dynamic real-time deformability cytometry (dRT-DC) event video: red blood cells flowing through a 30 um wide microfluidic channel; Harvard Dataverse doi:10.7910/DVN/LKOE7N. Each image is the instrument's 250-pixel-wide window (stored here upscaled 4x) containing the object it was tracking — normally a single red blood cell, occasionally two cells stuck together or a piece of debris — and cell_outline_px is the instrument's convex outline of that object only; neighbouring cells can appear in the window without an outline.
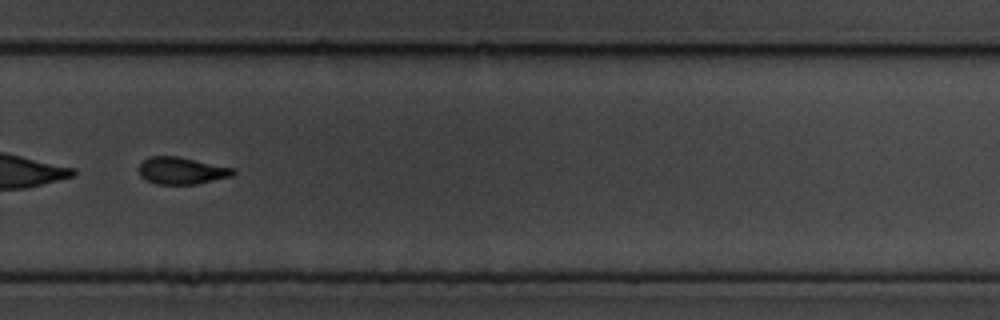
{"species": "common noctule bat (a hibernating species)", "species_latin": "Nyctalus noctula", "temperature_condition": "cold", "stored_images_in_passage": 39, "camera_frame_rate_fps": 3000, "um_per_image_px": 0.085, "animal": {"sex": "male", "body_mass_g": 19.5, "forearm_length_mm": 54.6}, "frame": {"image": 1, "passage_image": 23, "time_ms": 7.333, "image_size_px": [1000, 320], "cell_outline_px": [[236, 172], [232, 176], [196, 184], [156, 184], [144, 180], [140, 176], [136, 168], [148, 156], [176, 156], [236, 168]], "centroid_in_image_um": [15.4, 14.51], "position_along_channel_um": 314.4, "area_um2": 15.09}, "authors_computed_cell_mechanics": {"area_um2": 16.5308, "velocity_mm_per_s": 3.4559, "shape_relaxation_time_tau1_ms": 2.7041, "shape_relaxation_time_tau2_ms": 7.8769, "deformation_change_tau1": 0.1098, "deformation_change_tau2": 0.1605}}